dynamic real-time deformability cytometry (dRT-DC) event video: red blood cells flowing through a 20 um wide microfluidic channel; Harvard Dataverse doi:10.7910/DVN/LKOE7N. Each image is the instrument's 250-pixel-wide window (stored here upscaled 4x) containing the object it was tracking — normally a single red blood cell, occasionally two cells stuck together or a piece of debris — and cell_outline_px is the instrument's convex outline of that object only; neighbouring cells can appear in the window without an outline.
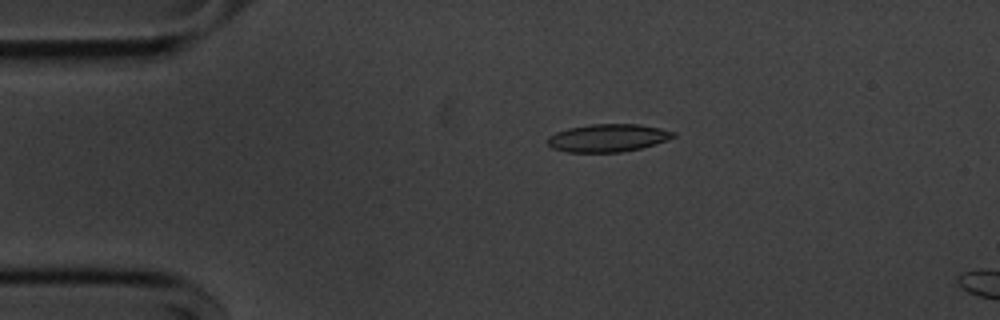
{"species": "common noctule bat (a hibernating species)", "species_latin": "Nyctalus noctula", "temperature_condition": "cold", "stored_images_in_passage": 15, "camera_frame_rate_fps": 3000, "um_per_image_px": 0.085, "animal": {"sex": "male", "body_mass_g": 20.1, "forearm_length_mm": 53.5}, "frame": {"image": 1, "passage_image": 11, "time_ms": 3.333, "image_size_px": [1000, 320], "cell_outline_px": [[676, 136], [640, 148], [620, 152], [568, 152], [552, 148], [548, 144], [548, 136], [556, 132], [568, 128], [588, 124], [640, 124], [660, 128], [676, 132]], "centroid_in_image_um": [51.64, 11.71], "position_along_channel_um": 33.4, "area_um2": 20.23}}